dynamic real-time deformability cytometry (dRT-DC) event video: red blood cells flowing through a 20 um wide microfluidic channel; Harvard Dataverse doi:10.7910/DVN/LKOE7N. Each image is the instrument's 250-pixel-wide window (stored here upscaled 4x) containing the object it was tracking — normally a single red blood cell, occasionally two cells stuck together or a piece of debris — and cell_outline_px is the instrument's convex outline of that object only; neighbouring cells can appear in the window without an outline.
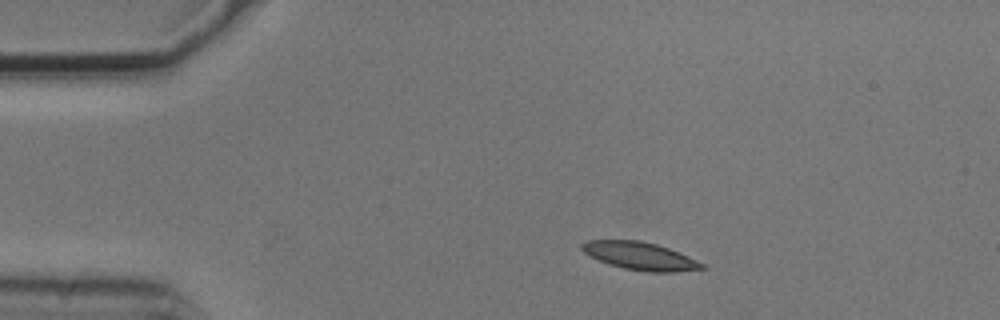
{"species": "common noctule bat (a hibernating species)", "species_latin": "Nyctalus noctula", "temperature_condition": "cold", "stored_images_in_passage": 2, "camera_frame_rate_fps": 3000, "um_per_image_px": 0.085, "animal": {"sex": "male", "body_mass_g": 20.5, "forearm_length_mm": 52.5}, "frame": {"image": 1, "passage_image": 1, "time_ms": 0.0, "image_size_px": [1000, 320], "cell_outline_px": [[708, 268], [676, 272], [648, 272], [624, 268], [608, 264], [584, 252], [580, 248], [580, 244], [588, 240], [640, 240], [656, 244], [668, 248], [688, 256], [704, 264]], "centroid_in_image_um": [54.42, 21.76], "position_along_channel_um": 30.6, "area_um2": 19.36}}